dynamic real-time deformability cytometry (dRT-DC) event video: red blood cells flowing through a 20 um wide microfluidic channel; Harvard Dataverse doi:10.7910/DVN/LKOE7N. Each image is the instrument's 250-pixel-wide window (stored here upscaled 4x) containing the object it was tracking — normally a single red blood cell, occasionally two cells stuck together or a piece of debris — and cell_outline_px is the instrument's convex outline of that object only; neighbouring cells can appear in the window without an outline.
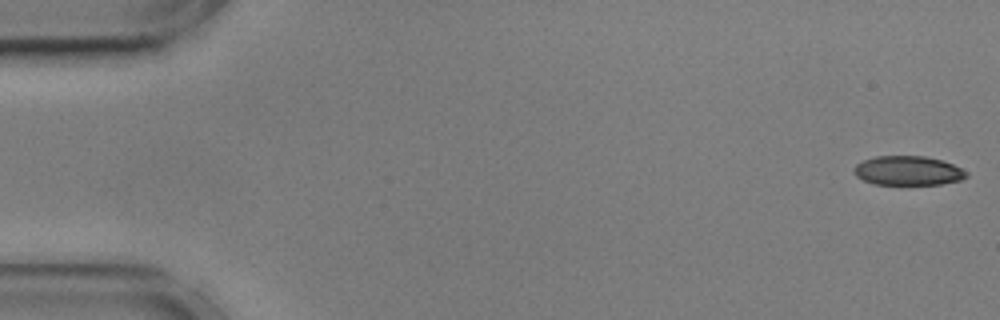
{"species": "common noctule bat (a hibernating species)", "species_latin": "Nyctalus noctula", "temperature_condition": "cold", "stored_images_in_passage": 55, "camera_frame_rate_fps": 3000, "um_per_image_px": 0.085, "animal": {"sex": "male", "body_mass_g": 17.9, "forearm_length_mm": 54.2}, "frame": {"image": 1, "passage_image": 1, "time_ms": 0.0, "image_size_px": [1000, 320], "cell_outline_px": [[968, 176], [960, 180], [940, 184], [876, 184], [864, 180], [856, 176], [852, 172], [856, 164], [864, 160], [876, 156], [924, 156], [940, 160], [952, 164], [968, 172]], "centroid_in_image_um": [77.16, 14.5], "position_along_channel_um": 7.8, "area_um2": 19.02}}
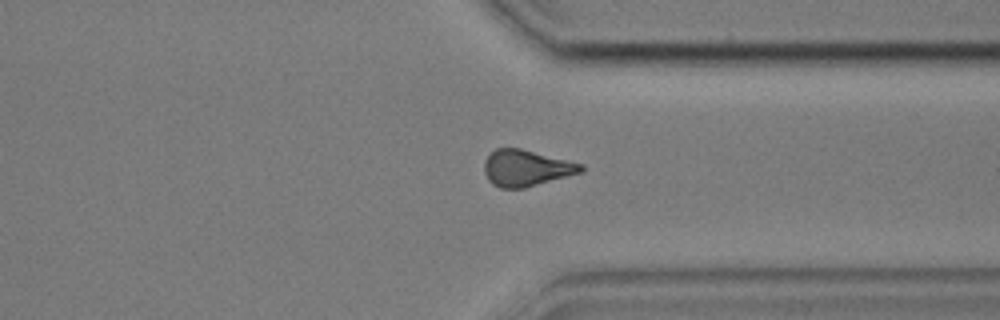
{"frame": {"image": 2, "passage_image": 42, "time_ms": 13.667, "image_size_px": [1000, 320], "cell_outline_px": [[584, 172], [524, 188], [500, 188], [492, 184], [488, 180], [484, 172], [484, 160], [496, 148], [520, 148], [584, 164]], "centroid_in_image_um": [44.74, 14.29], "position_along_channel_um": 366.7, "area_um2": 20.58}}
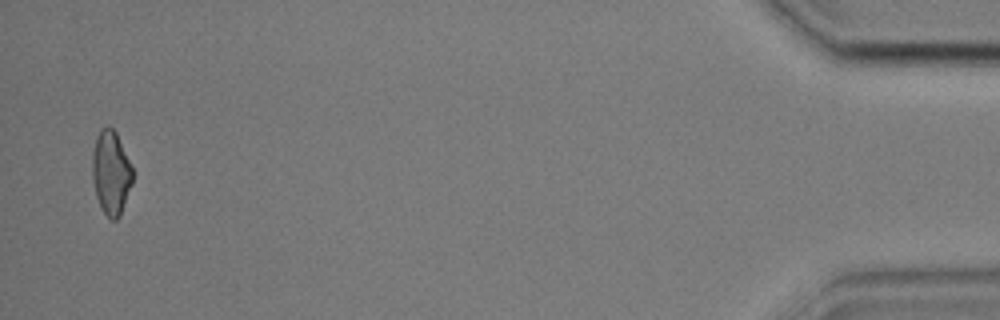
{"frame": {"image": 3, "passage_image": 54, "time_ms": 17.667, "image_size_px": [1000, 320], "cell_outline_px": [[132, 184], [120, 216], [116, 220], [112, 220], [100, 208], [96, 196], [92, 176], [92, 152], [96, 136], [100, 128], [108, 124], [116, 132], [132, 168]], "centroid_in_image_um": [9.41, 14.66], "position_along_channel_um": 425.8, "area_um2": 19.77}, "authors_computed_cell_mechanics": {"area_um2": 20.808, "velocity_mm_per_s": 3.6092, "shape_relaxation_time_tau1_ms": 10.0407, "shape_relaxation_time_tau2_ms": 5.1116, "deformation_change_tau1": 0.1925, "deformation_change_tau2": 0.1354}}